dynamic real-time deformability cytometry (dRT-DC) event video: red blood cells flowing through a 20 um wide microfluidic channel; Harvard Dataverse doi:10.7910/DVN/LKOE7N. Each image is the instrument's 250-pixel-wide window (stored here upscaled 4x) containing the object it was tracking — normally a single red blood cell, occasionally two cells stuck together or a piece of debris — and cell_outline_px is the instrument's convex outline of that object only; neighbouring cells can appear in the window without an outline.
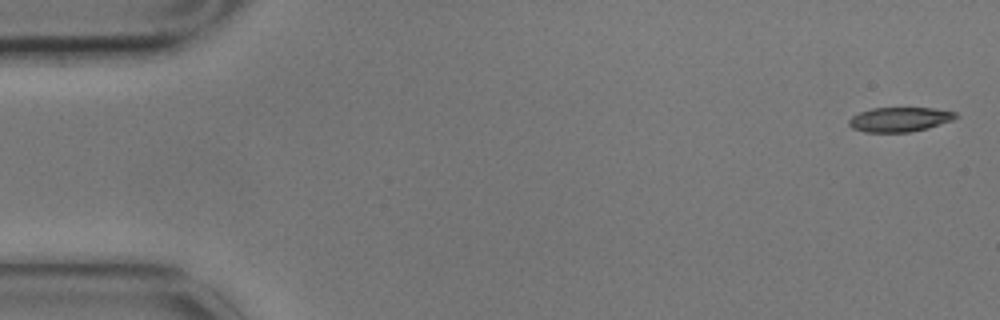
{"species": "common noctule bat (a hibernating species)", "species_latin": "Nyctalus noctula", "temperature_condition": "cold", "stored_images_in_passage": 5, "camera_frame_rate_fps": 3000, "um_per_image_px": 0.085, "animal": {"sex": "male", "body_mass_g": 17.9}, "frame": {"image": 1, "passage_image": 1, "time_ms": 0.0, "image_size_px": [1000, 320], "cell_outline_px": [[960, 116], [952, 120], [928, 128], [908, 132], [864, 132], [852, 128], [848, 124], [848, 120], [852, 116], [860, 112], [872, 108], [932, 108], [956, 112]], "centroid_in_image_um": [76.46, 10.15], "position_along_channel_um": 8.5, "area_um2": 15.26}}
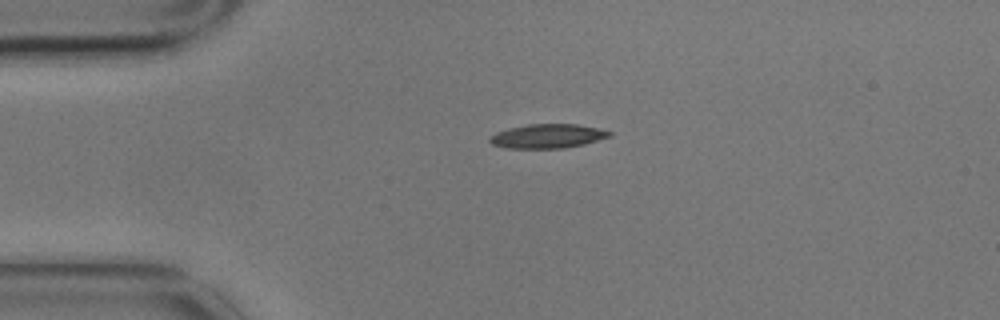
{"frame": {"image": 2, "passage_image": 4, "time_ms": 1.0, "image_size_px": [1000, 320], "cell_outline_px": [[612, 136], [584, 144], [564, 148], [504, 148], [492, 144], [488, 140], [488, 136], [496, 132], [508, 128], [528, 124], [576, 124], [596, 128], [612, 132]], "centroid_in_image_um": [46.5, 11.57], "position_along_channel_um": 38.5, "area_um2": 16.88}}